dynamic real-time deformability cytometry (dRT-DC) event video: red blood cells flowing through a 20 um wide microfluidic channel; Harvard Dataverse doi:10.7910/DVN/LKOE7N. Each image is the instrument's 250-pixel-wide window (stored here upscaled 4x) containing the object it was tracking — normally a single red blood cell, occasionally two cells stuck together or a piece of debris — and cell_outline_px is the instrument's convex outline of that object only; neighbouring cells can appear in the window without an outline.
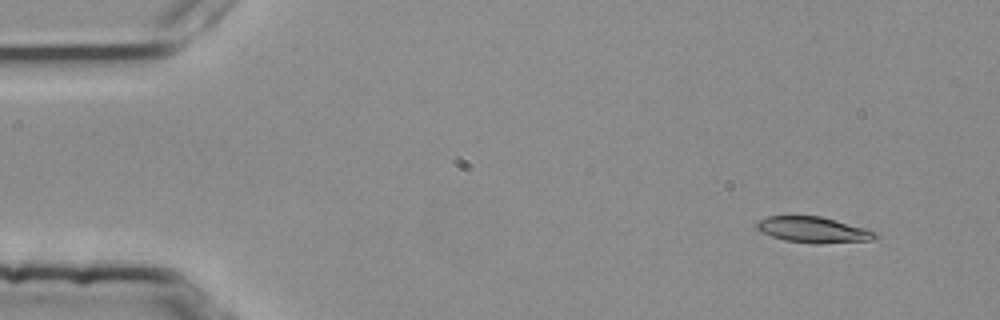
{"species": "common noctule bat (a hibernating species)", "species_latin": "Nyctalus noctula", "temperature_condition": "room temperature", "stored_images_in_passage": 6, "camera_frame_rate_fps": 3000, "um_per_image_px": 0.085, "animal": {"sex": "female", "body_mass_g": 25.1}, "frame": {"image": 1, "passage_image": 2, "time_ms": 0.333, "image_size_px": [1000, 320], "cell_outline_px": [[876, 236], [872, 240], [816, 244], [784, 240], [760, 232], [756, 228], [756, 224], [760, 220], [768, 216], [820, 216], [836, 220], [864, 228], [876, 232]], "centroid_in_image_um": [69.1, 19.53], "position_along_channel_um": 15.9, "area_um2": 17.69}}
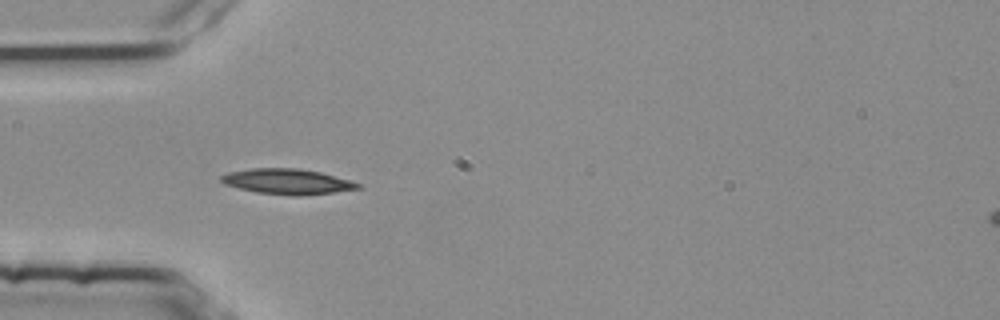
{"frame": {"image": 2, "passage_image": 5, "time_ms": 1.333, "image_size_px": [1000, 320], "cell_outline_px": [[360, 188], [332, 192], [296, 196], [292, 196], [256, 192], [224, 184], [220, 180], [220, 176], [228, 172], [252, 168], [296, 168], [320, 172], [352, 180], [360, 184]], "centroid_in_image_um": [24.4, 15.42], "position_along_channel_um": 60.6, "area_um2": 20.11}}